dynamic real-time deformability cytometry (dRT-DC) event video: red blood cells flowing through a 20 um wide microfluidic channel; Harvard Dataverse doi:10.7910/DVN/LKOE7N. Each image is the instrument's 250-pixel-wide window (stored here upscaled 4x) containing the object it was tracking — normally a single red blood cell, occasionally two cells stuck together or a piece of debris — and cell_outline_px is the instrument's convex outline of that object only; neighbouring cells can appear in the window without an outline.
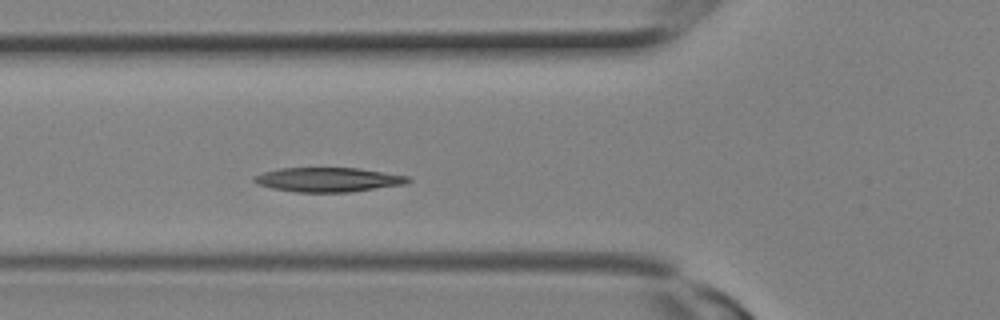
{"species": "Egyptian fruit bat (a non-hibernating species)", "species_latin": "Rousettus aegyptiacus", "temperature_condition": "room temperature", "stored_images_in_passage": 6, "camera_frame_rate_fps": 3000, "um_per_image_px": 0.085, "animal": {"sex": "female"}, "frame": {"image": 1, "passage_image": 6, "time_ms": 1.667, "image_size_px": [1000, 320], "cell_outline_px": [[412, 180], [408, 184], [348, 192], [296, 192], [272, 188], [256, 184], [252, 180], [252, 176], [264, 172], [280, 168], [360, 168], [408, 176]], "centroid_in_image_um": [27.9, 15.27], "position_along_channel_um": 97.9, "area_um2": 21.96}}